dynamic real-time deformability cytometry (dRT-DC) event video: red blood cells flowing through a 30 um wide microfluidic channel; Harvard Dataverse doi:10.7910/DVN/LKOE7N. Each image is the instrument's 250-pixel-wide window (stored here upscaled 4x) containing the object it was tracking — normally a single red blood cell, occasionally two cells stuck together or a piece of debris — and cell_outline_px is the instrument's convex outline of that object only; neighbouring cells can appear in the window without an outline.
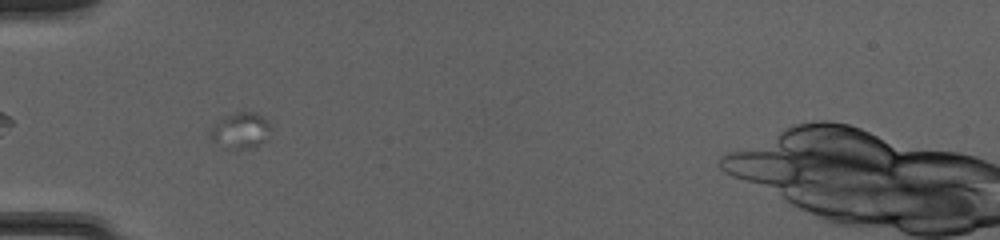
{"species": "common noctule bat (a hibernating species)", "species_latin": "Nyctalus noctula", "temperature_condition": "cold", "stored_images_in_passage": 4, "camera_frame_rate_fps": 3000, "um_per_image_px": 0.085, "animal": {"sex": "female", "body_mass_g": 20.0, "forearm_length_mm": 54.0}, "frame": {"image": 1, "passage_image": 2, "time_ms": 0.333, "image_size_px": [1000, 240], "cell_outline_px": [[268, 140], [248, 148], [224, 148], [212, 140], [208, 136], [208, 132], [224, 116], [240, 112], [256, 112], [268, 120]], "centroid_in_image_um": [20.42, 11.1], "position_along_channel_um": 64.6, "area_um2": 12.43}}